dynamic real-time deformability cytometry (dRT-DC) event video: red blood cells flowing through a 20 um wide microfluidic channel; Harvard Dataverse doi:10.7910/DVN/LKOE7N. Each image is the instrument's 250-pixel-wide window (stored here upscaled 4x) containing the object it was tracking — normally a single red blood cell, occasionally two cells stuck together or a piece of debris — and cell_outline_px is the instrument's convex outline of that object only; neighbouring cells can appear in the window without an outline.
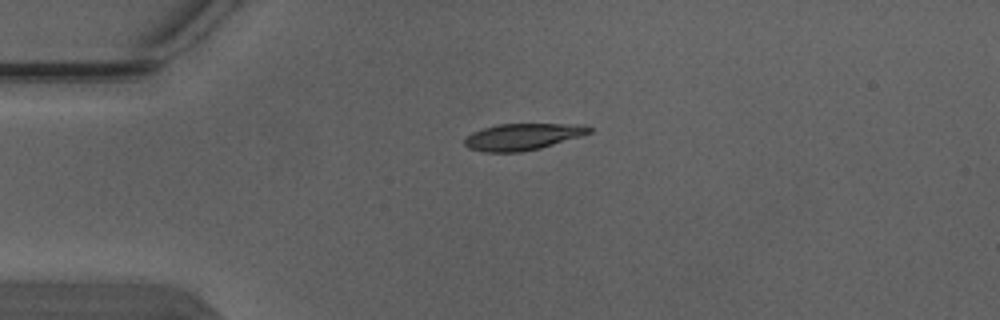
{"species": "Egyptian fruit bat (a non-hibernating species)", "species_latin": "Rousettus aegyptiacus", "temperature_condition": "warm", "stored_images_in_passage": 3, "camera_frame_rate_fps": 3000, "um_per_image_px": 0.085, "animal": {"sex": "male"}, "frame": {"image": 1, "passage_image": 1, "time_ms": 0.0, "image_size_px": [1000, 320], "cell_outline_px": [[592, 132], [584, 136], [540, 148], [520, 152], [484, 152], [468, 148], [464, 144], [464, 140], [472, 132], [496, 124], [584, 124], [592, 128]], "centroid_in_image_um": [44.47, 11.62], "position_along_channel_um": 40.5, "area_um2": 19.48}}
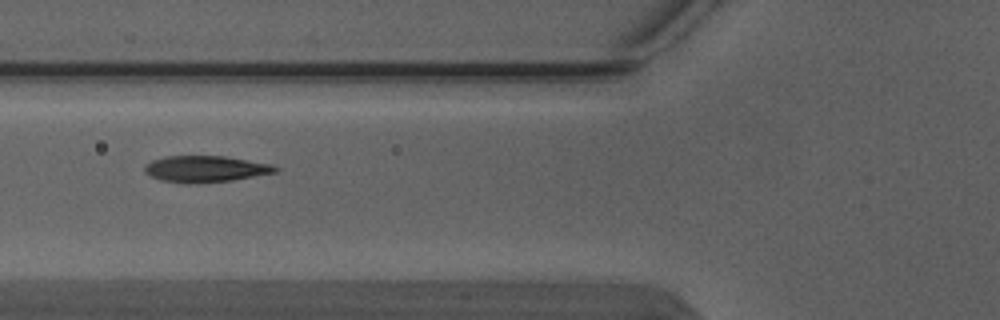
{"frame": {"image": 2, "passage_image": 3, "time_ms": 0.667, "image_size_px": [1000, 320], "cell_outline_px": [[280, 168], [276, 172], [232, 180], [196, 184], [184, 184], [160, 180], [144, 172], [144, 164], [152, 160], [164, 156], [224, 156], [272, 164]], "centroid_in_image_um": [17.43, 14.36], "position_along_channel_um": 108.4, "area_um2": 20.29}}